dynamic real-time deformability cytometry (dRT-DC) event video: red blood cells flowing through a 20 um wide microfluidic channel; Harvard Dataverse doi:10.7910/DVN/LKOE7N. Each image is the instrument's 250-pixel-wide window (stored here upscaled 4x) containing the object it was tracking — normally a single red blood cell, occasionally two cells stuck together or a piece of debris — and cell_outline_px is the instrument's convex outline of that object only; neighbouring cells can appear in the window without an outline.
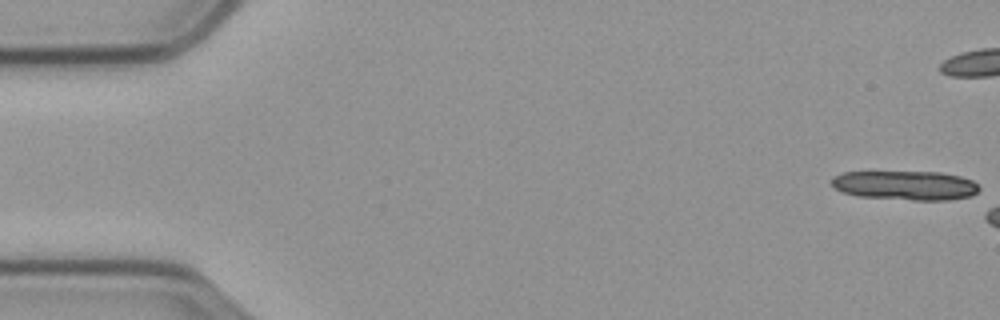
{"species": "common noctule bat (a hibernating species)", "species_latin": "Nyctalus noctula", "temperature_condition": "cold", "stored_images_in_passage": 9, "camera_frame_rate_fps": 3000, "um_per_image_px": 0.085, "animal": {"sex": "male", "body_mass_g": 23.1, "forearm_length_mm": 52.7}, "frame": {"image": 1, "passage_image": 1, "time_ms": 0.0, "image_size_px": [1000, 320], "cell_outline_px": [[980, 188], [972, 196], [948, 200], [912, 200], [860, 196], [840, 192], [832, 188], [832, 176], [844, 172], [940, 172], [960, 176], [972, 180]], "centroid_in_image_um": [76.93, 15.76], "position_along_channel_um": 8.1, "area_um2": 25.26}}